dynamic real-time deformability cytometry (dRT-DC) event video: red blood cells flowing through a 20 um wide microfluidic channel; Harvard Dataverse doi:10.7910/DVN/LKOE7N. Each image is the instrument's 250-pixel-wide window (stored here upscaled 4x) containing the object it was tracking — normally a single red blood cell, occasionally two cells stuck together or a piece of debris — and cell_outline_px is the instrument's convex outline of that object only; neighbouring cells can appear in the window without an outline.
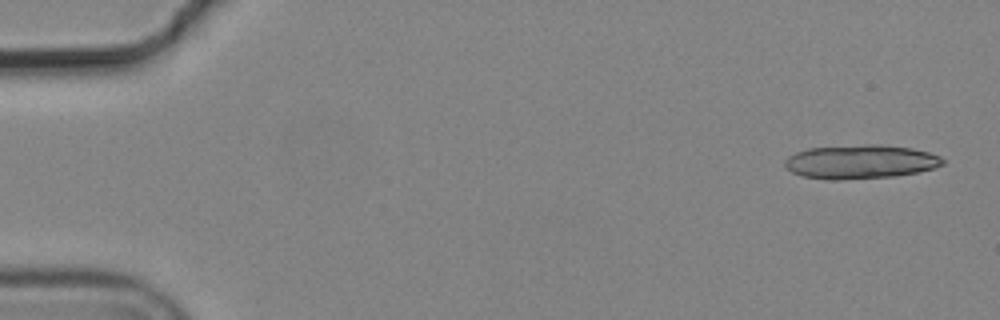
{"species": "common noctule bat (a hibernating species)", "species_latin": "Nyctalus noctula", "temperature_condition": "cold", "stored_images_in_passage": 6, "segment_of_instrument_passage": [1, 2], "camera_frame_rate_fps": 3000, "um_per_image_px": 0.085, "animal": {"sex": "male", "body_mass_g": 19.2, "forearm_length_mm": 51.8}, "frame": {"image": 1, "passage_image": 1, "time_ms": 0.0, "image_size_px": [1000, 320], "cell_outline_px": [[944, 164], [936, 168], [896, 176], [836, 180], [828, 180], [804, 176], [792, 172], [784, 164], [784, 160], [788, 156], [796, 152], [808, 148], [868, 144], [880, 144], [912, 148], [928, 152], [940, 156], [944, 160]], "centroid_in_image_um": [73.15, 13.75], "position_along_channel_um": 11.8, "area_um2": 31.27}}